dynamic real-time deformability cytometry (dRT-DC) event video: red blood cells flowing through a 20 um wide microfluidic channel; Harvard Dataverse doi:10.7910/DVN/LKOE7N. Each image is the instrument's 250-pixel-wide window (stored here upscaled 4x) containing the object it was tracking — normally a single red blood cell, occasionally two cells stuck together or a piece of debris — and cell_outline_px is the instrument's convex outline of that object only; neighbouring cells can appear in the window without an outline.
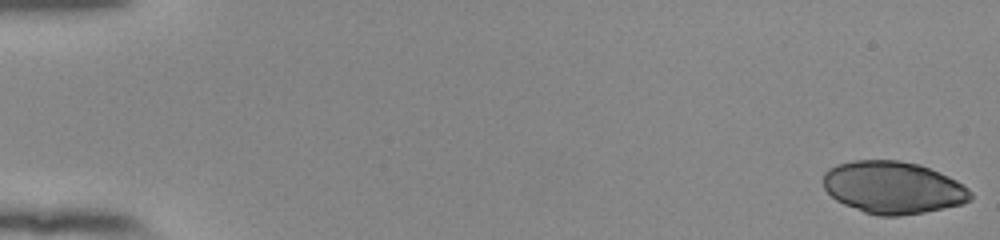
{"species": "human", "species_latin": "Homo sapiens", "temperature_condition": "room temperature", "stored_images_in_passage": 54, "camera_frame_rate_fps": 3000, "um_per_image_px": 0.085, "donor": {"sex": "female"}, "frame": {"image": 1, "passage_image": 1, "time_ms": 0.0, "image_size_px": [1000, 240], "cell_outline_px": [[972, 200], [964, 204], [924, 212], [900, 216], [880, 216], [864, 212], [844, 204], [836, 200], [824, 188], [824, 172], [828, 168], [836, 164], [852, 160], [900, 160], [920, 164], [948, 176], [956, 180], [968, 188], [972, 192]], "centroid_in_image_um": [75.92, 15.93], "position_along_channel_um": 9.1, "area_um2": 45.14}}
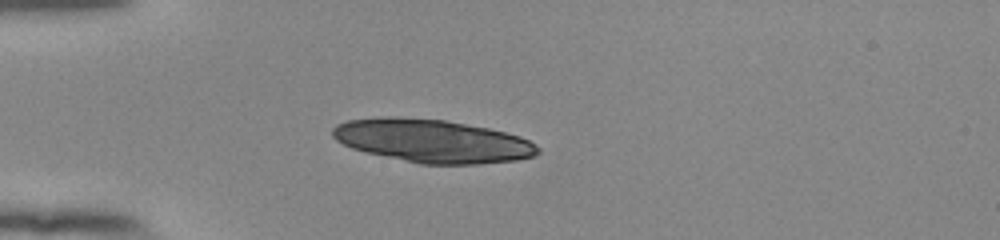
{"frame": {"image": 2, "passage_image": 16, "time_ms": 5.0, "image_size_px": [1000, 240], "cell_outline_px": [[540, 152], [532, 156], [516, 160], [480, 164], [420, 164], [368, 152], [352, 148], [336, 140], [332, 136], [332, 128], [336, 124], [348, 120], [384, 116], [396, 116], [444, 120], [488, 128], [520, 136], [528, 140], [540, 148]], "centroid_in_image_um": [36.74, 11.97], "position_along_channel_um": 48.3, "area_um2": 51.44}}